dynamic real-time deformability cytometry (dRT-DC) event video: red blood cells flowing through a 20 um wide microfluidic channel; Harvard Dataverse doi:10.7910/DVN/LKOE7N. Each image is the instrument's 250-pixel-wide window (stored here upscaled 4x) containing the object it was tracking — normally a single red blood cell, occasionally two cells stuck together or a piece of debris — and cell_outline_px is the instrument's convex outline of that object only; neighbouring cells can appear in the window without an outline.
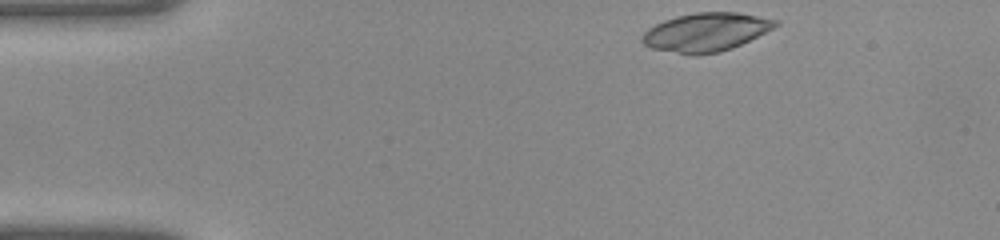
{"species": "common noctule bat (a hibernating species)", "species_latin": "Nyctalus noctula", "temperature_condition": "warm", "stored_images_in_passage": 36, "camera_frame_rate_fps": 3000, "um_per_image_px": 0.085, "animal": {"sex": "female", "body_mass_g": 22.0, "forearm_length_mm": 56.7}, "frame": {"image": 1, "passage_image": 1, "time_ms": 0.0, "image_size_px": [1000, 240], "cell_outline_px": [[780, 24], [732, 48], [720, 52], [696, 56], [692, 56], [652, 48], [644, 44], [640, 40], [640, 36], [648, 28], [664, 20], [676, 16], [696, 12], [740, 12], [780, 20]], "centroid_in_image_um": [59.98, 2.73], "position_along_channel_um": 25.0, "area_um2": 30.06}}
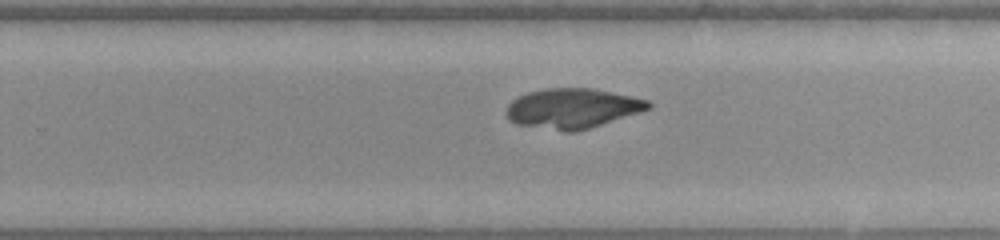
{"frame": {"image": 2, "passage_image": 21, "time_ms": 6.667, "image_size_px": [1000, 240], "cell_outline_px": [[652, 104], [648, 108], [588, 128], [572, 132], [564, 132], [516, 124], [508, 120], [504, 112], [508, 104], [512, 100], [528, 92], [544, 88], [592, 88], [612, 92], [648, 100]], "centroid_in_image_um": [48.55, 9.21], "position_along_channel_um": 281.3, "area_um2": 32.66}}
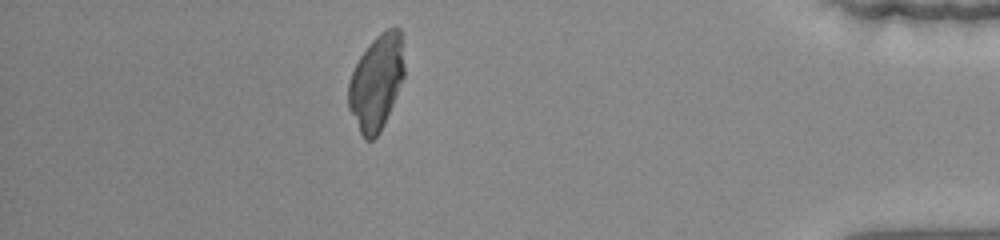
{"frame": {"image": 3, "passage_image": 31, "time_ms": 10.0, "image_size_px": [1000, 240], "cell_outline_px": [[404, 76], [384, 124], [380, 132], [372, 140], [364, 140], [348, 108], [348, 84], [352, 72], [360, 56], [368, 44], [380, 32], [396, 24], [400, 28], [404, 68]], "centroid_in_image_um": [31.99, 6.97], "position_along_channel_um": 403.2, "area_um2": 30.92}}